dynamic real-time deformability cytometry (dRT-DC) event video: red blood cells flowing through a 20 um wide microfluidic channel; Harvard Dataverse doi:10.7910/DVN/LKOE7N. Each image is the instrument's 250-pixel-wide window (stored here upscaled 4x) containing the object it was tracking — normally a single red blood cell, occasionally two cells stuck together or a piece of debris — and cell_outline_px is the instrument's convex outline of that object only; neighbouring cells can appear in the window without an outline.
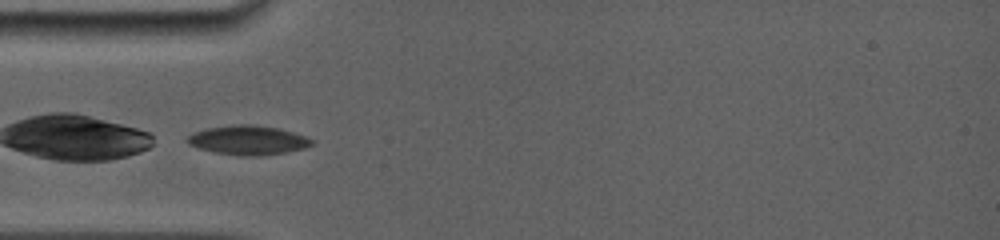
{"species": "common noctule bat (a hibernating species)", "species_latin": "Nyctalus noctula", "temperature_condition": "room temperature", "stored_images_in_passage": 9, "camera_frame_rate_fps": 5000, "um_per_image_px": 0.085, "animal": {"sex": "female", "body_mass_g": 19.0, "forearm_length_mm": 56.7}, "frame": {"image": 1, "passage_image": 1, "time_ms": 0.0, "image_size_px": [1000, 240], "cell_outline_px": [[316, 140], [312, 144], [304, 148], [284, 152], [256, 156], [240, 156], [216, 152], [200, 148], [188, 144], [184, 140], [192, 132], [204, 128], [236, 124], [252, 124], [276, 128], [292, 132]], "centroid_in_image_um": [21.03, 11.9], "position_along_channel_um": 64.0, "area_um2": 21.15}}
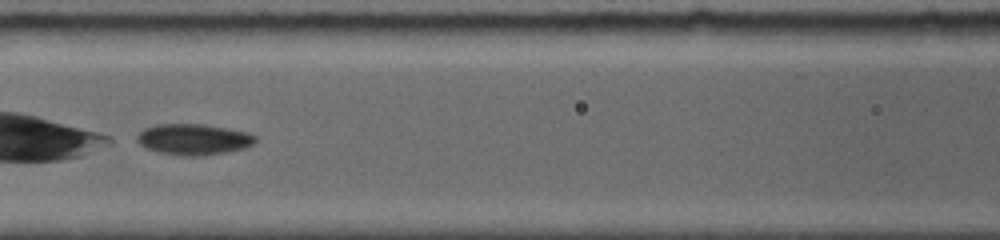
{"frame": {"image": 2, "passage_image": 6, "time_ms": 2.2, "image_size_px": [1000, 240], "cell_outline_px": [[256, 140], [252, 144], [244, 148], [204, 156], [184, 156], [160, 152], [144, 148], [136, 140], [136, 136], [144, 128], [156, 124], [204, 124], [228, 128], [248, 132], [256, 136]], "centroid_in_image_um": [16.43, 11.84], "position_along_channel_um": 150.2, "area_um2": 21.44}}